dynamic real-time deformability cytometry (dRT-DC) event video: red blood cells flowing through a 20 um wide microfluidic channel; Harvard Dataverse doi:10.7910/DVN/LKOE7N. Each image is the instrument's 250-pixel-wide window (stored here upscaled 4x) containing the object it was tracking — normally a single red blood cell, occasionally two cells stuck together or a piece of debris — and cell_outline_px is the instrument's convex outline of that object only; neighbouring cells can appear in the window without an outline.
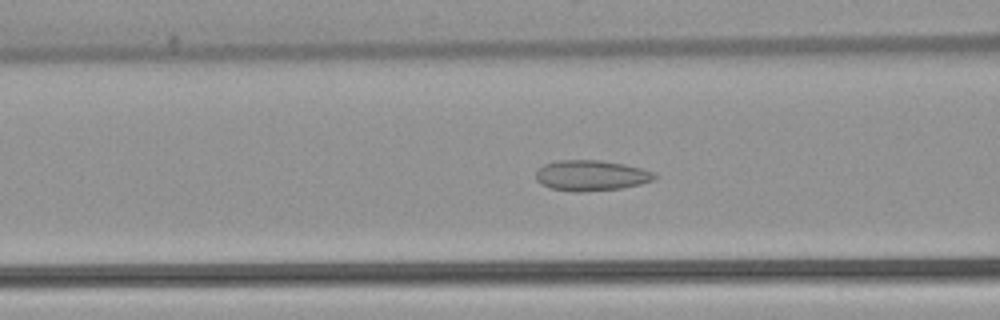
{"species": "common noctule bat (a hibernating species)", "species_latin": "Nyctalus noctula", "temperature_condition": "warm", "stored_images_in_passage": 53, "camera_frame_rate_fps": 3000, "um_per_image_px": 0.085, "animal": {"sex": "female", "body_mass_g": 22.7, "forearm_length_mm": 54.2}, "frame": {"image": 1, "passage_image": 21, "time_ms": 6.667, "image_size_px": [1000, 320], "cell_outline_px": [[656, 176], [652, 180], [640, 184], [620, 188], [580, 192], [576, 192], [552, 188], [540, 184], [536, 180], [536, 172], [544, 164], [556, 160], [600, 160], [624, 164], [656, 172]], "centroid_in_image_um": [50.23, 14.91], "position_along_channel_um": 116.4, "area_um2": 21.04}}
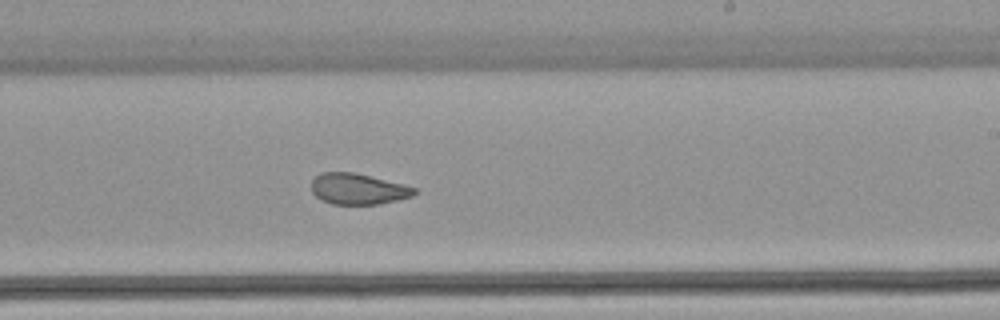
{"frame": {"image": 2, "passage_image": 32, "time_ms": 10.333, "image_size_px": [1000, 320], "cell_outline_px": [[420, 192], [412, 196], [396, 200], [376, 204], [332, 204], [320, 200], [312, 192], [312, 180], [320, 172], [352, 172], [416, 188]], "centroid_in_image_um": [30.4, 16.07], "position_along_channel_um": 258.6, "area_um2": 18.32}}
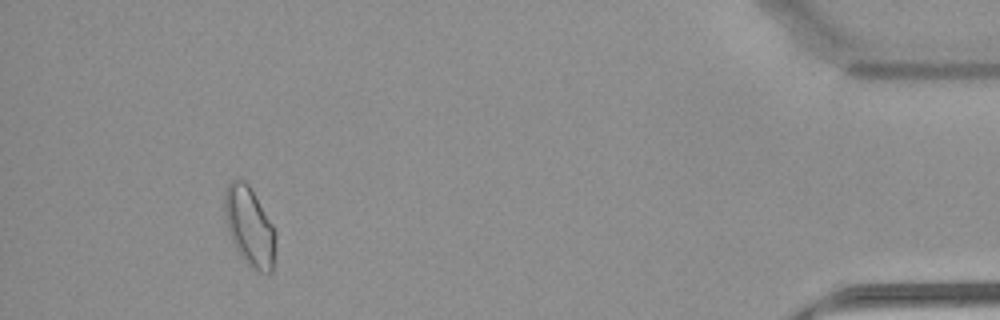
{"frame": {"image": 3, "passage_image": 49, "time_ms": 16.0, "image_size_px": [1000, 320], "cell_outline_px": [[276, 240], [272, 272], [260, 272], [252, 268], [240, 256], [232, 244], [228, 232], [224, 208], [224, 192], [228, 184], [232, 180], [244, 180], [248, 184], [276, 228]], "centroid_in_image_um": [21.21, 19.26], "position_along_channel_um": 414.0, "area_um2": 23.76}, "authors_computed_cell_mechanics": {"area_um2": 21.1548, "velocity_mm_per_s": 3.8835, "shape_relaxation_time_tau1_ms": null, "shape_relaxation_time_tau2_ms": 1.6448, "deformation_change_tau1": null, "deformation_change_tau2": 0.0714}}